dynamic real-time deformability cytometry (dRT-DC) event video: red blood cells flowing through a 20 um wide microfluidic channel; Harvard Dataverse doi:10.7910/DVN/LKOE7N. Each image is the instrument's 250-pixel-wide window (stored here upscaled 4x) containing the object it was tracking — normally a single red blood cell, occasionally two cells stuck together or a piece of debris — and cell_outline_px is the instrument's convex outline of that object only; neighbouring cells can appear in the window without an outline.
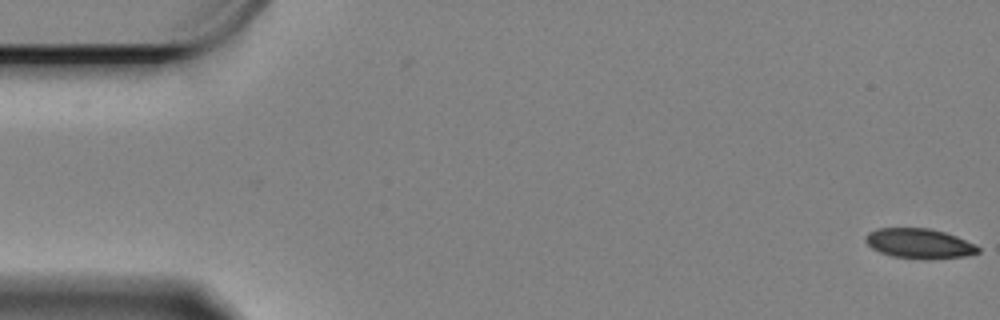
{"species": "Egyptian fruit bat (a non-hibernating species)", "species_latin": "Rousettus aegyptiacus", "temperature_condition": "cold", "stored_images_in_passage": 60, "camera_frame_rate_fps": 3000, "um_per_image_px": 0.085, "animal": {"sex": "female"}, "frame": {"image": 1, "passage_image": 1, "time_ms": 0.0, "image_size_px": [1000, 320], "cell_outline_px": [[980, 252], [964, 256], [892, 256], [880, 252], [872, 248], [864, 240], [868, 232], [880, 228], [928, 228], [944, 232], [956, 236], [980, 248]], "centroid_in_image_um": [78.07, 20.64], "position_along_channel_um": 6.9, "area_um2": 18.44}}
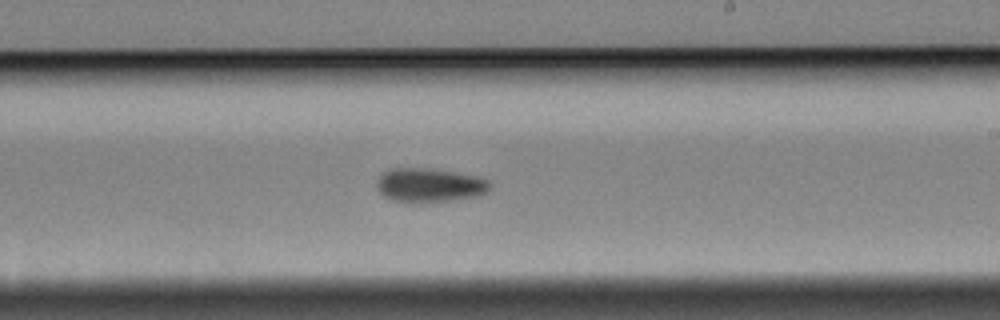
{"frame": {"image": 2, "passage_image": 35, "time_ms": 11.333, "image_size_px": [1000, 320], "cell_outline_px": [[492, 188], [488, 192], [480, 196], [452, 200], [416, 204], [404, 204], [392, 200], [384, 196], [376, 188], [376, 180], [388, 168], [424, 168], [452, 172], [476, 176], [488, 180], [492, 184]], "centroid_in_image_um": [36.49, 15.77], "position_along_channel_um": 252.5, "area_um2": 23.0}}
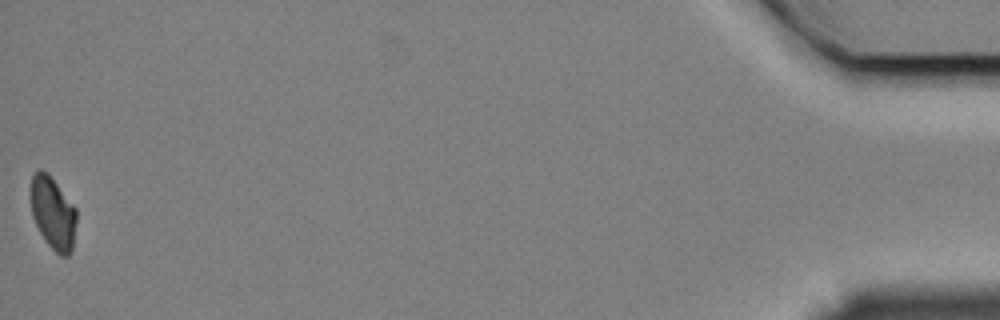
{"frame": {"image": 3, "passage_image": 60, "time_ms": 19.667, "image_size_px": [1000, 320], "cell_outline_px": [[76, 220], [72, 248], [68, 256], [60, 256], [48, 244], [40, 232], [32, 216], [32, 176], [40, 168], [56, 184], [76, 208]], "centroid_in_image_um": [4.52, 18.16], "position_along_channel_um": 430.7, "area_um2": 18.61}, "authors_computed_cell_mechanics": {"area_um2": 21.2704, "velocity_mm_per_s": 3.3094, "shape_relaxation_time_tau1_ms": 5.5311, "shape_relaxation_time_tau2_ms": null, "deformation_change_tau1": 0.1066, "deformation_change_tau2": null}}